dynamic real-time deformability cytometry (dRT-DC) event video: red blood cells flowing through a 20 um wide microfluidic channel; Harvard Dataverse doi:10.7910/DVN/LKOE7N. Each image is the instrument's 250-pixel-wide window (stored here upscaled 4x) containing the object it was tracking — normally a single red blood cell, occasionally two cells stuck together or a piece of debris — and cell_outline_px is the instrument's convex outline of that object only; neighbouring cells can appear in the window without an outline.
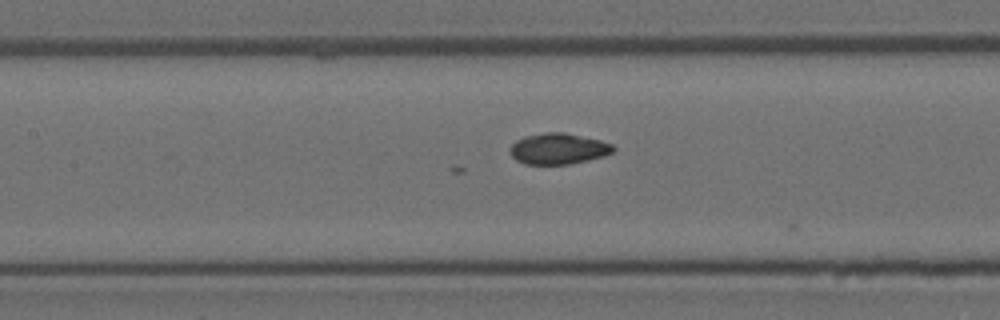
{"species": "Egyptian fruit bat (a non-hibernating species)", "species_latin": "Rousettus aegyptiacus", "temperature_condition": "room temperature", "stored_images_in_passage": 24, "camera_frame_rate_fps": 3000, "um_per_image_px": 0.085, "animal": {"sex": "female"}, "frame": {"image": 1, "passage_image": 8, "time_ms": 2.333, "image_size_px": [1000, 320], "cell_outline_px": [[616, 148], [612, 152], [604, 156], [588, 160], [568, 164], [524, 164], [516, 160], [512, 156], [512, 144], [516, 140], [524, 136], [544, 132], [564, 132], [600, 140], [612, 144]], "centroid_in_image_um": [47.47, 12.63], "position_along_channel_um": 159.9, "area_um2": 18.55}}
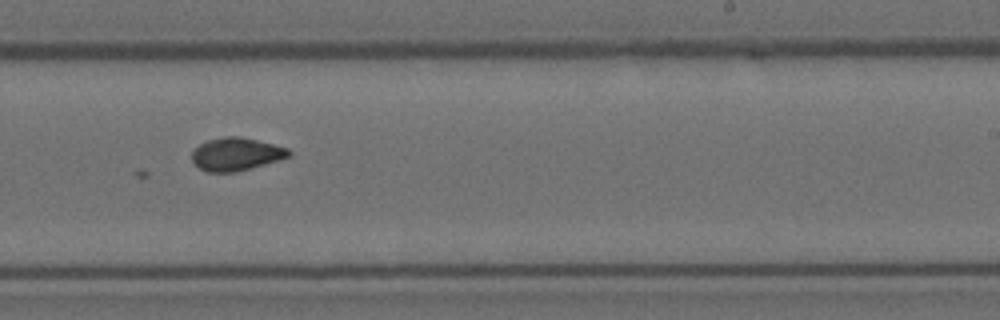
{"frame": {"image": 2, "passage_image": 15, "time_ms": 4.667, "image_size_px": [1000, 320], "cell_outline_px": [[292, 152], [288, 156], [280, 160], [252, 168], [236, 172], [208, 172], [200, 168], [192, 160], [192, 152], [200, 144], [208, 140], [224, 136], [240, 136], [288, 148]], "centroid_in_image_um": [20.08, 13.1], "position_along_channel_um": 268.9, "area_um2": 18.5}}
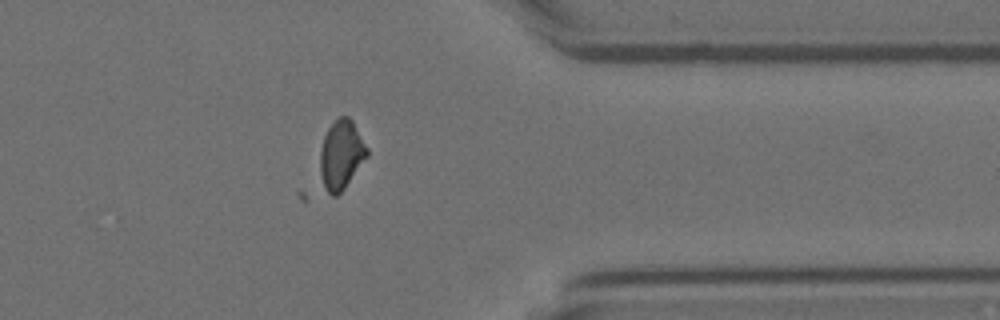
{"frame": {"image": 3, "passage_image": 23, "time_ms": 7.333, "image_size_px": [1000, 320], "cell_outline_px": [[368, 156], [344, 188], [336, 196], [332, 196], [324, 188], [320, 172], [320, 152], [324, 136], [328, 128], [340, 116], [348, 116], [352, 120], [368, 148]], "centroid_in_image_um": [29.01, 13.15], "position_along_channel_um": 382.4, "area_um2": 18.73}}